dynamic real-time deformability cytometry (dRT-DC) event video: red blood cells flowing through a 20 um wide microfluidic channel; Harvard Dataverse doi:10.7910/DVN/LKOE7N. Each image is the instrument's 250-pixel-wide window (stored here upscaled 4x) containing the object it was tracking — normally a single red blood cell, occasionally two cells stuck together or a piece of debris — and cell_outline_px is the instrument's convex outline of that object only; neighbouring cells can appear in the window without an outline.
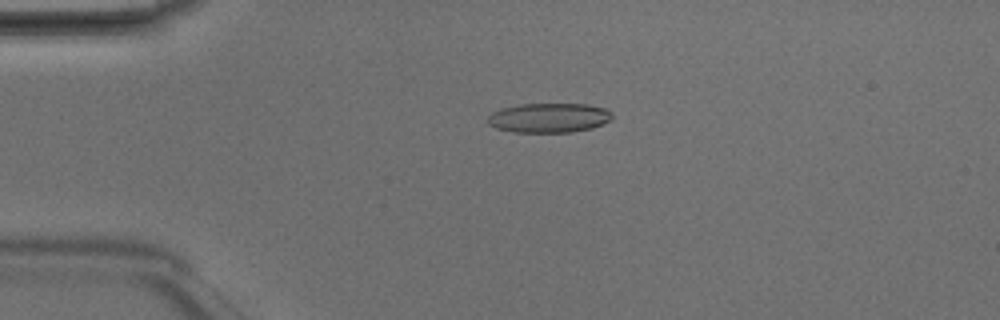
{"species": "Egyptian fruit bat (a non-hibernating species)", "species_latin": "Rousettus aegyptiacus", "temperature_condition": "room temperature", "stored_images_in_passage": 3, "camera_frame_rate_fps": 3000, "um_per_image_px": 0.085, "animal": {"sex": "male"}, "frame": {"image": 1, "passage_image": 3, "time_ms": 0.667, "image_size_px": [1000, 320], "cell_outline_px": [[612, 120], [592, 128], [572, 132], [516, 132], [496, 128], [488, 124], [488, 116], [492, 112], [504, 108], [520, 104], [588, 104], [604, 108], [612, 112]], "centroid_in_image_um": [46.69, 10.01], "position_along_channel_um": 38.3, "area_um2": 21.39}}